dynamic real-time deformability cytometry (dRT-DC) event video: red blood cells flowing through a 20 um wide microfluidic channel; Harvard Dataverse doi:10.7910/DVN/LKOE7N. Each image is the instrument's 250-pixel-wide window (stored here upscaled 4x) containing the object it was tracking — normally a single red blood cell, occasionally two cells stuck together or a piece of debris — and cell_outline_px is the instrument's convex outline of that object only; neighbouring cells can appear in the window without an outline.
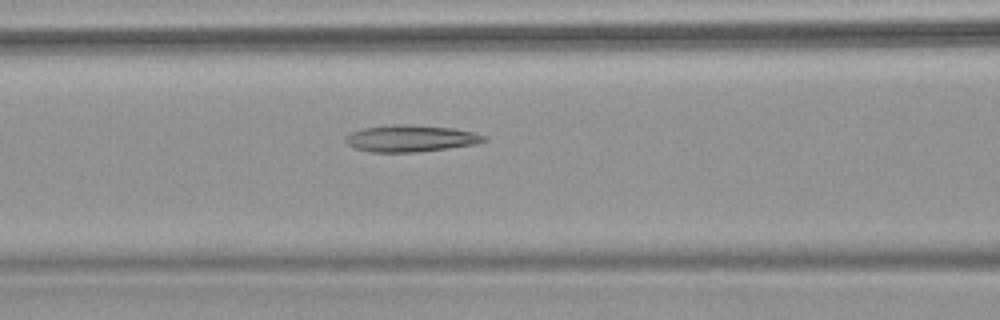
{"species": "common noctule bat (a hibernating species)", "species_latin": "Nyctalus noctula", "temperature_condition": "warm", "stored_images_in_passage": 8, "camera_frame_rate_fps": 3000, "um_per_image_px": 0.085, "animal": {"sex": "female", "body_mass_g": 18.4}, "frame": {"image": 1, "passage_image": 8, "time_ms": 2.333, "image_size_px": [1000, 320], "cell_outline_px": [[488, 140], [476, 144], [448, 148], [416, 152], [372, 152], [352, 148], [344, 140], [344, 136], [352, 132], [364, 128], [396, 124], [400, 124], [452, 128], [472, 132], [484, 136]], "centroid_in_image_um": [34.86, 11.77], "position_along_channel_um": 131.7, "area_um2": 21.39}}